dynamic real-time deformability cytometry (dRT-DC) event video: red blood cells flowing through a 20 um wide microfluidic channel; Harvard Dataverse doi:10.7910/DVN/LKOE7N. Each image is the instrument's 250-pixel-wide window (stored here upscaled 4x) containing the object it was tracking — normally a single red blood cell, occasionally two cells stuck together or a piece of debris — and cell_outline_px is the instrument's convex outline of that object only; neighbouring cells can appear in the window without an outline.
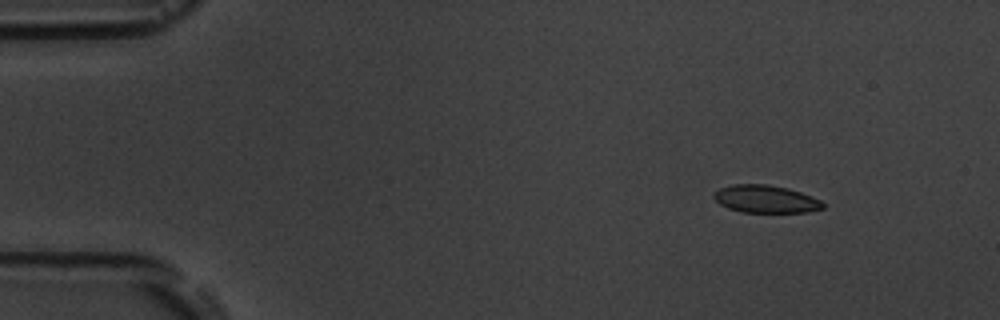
{"species": "common noctule bat (a hibernating species)", "species_latin": "Nyctalus noctula", "temperature_condition": "room temperature", "stored_images_in_passage": 6, "camera_frame_rate_fps": 3000, "um_per_image_px": 0.085, "animal": {"sex": "male", "body_mass_g": 19.5, "forearm_length_mm": 54.6}, "frame": {"image": 1, "passage_image": 2, "time_ms": 2.0, "image_size_px": [1000, 320], "cell_outline_px": [[824, 208], [808, 212], [740, 212], [728, 208], [720, 204], [712, 196], [720, 188], [732, 184], [768, 184], [788, 188], [800, 192], [820, 200], [824, 204]], "centroid_in_image_um": [65.07, 16.92], "position_along_channel_um": 19.9, "area_um2": 17.51}}
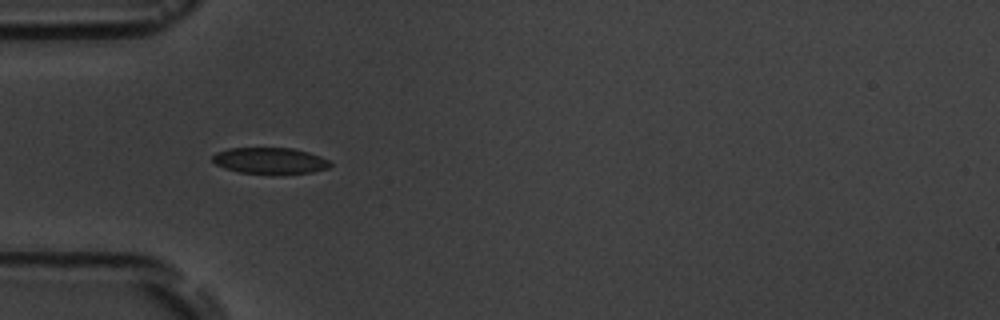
{"frame": {"image": 2, "passage_image": 5, "time_ms": 5.667, "image_size_px": [1000, 320], "cell_outline_px": [[332, 164], [328, 168], [312, 172], [272, 176], [240, 172], [224, 168], [216, 164], [212, 160], [212, 156], [216, 152], [228, 148], [292, 148], [308, 152], [320, 156], [328, 160]], "centroid_in_image_um": [22.95, 13.69], "position_along_channel_um": 62.1, "area_um2": 18.5}}
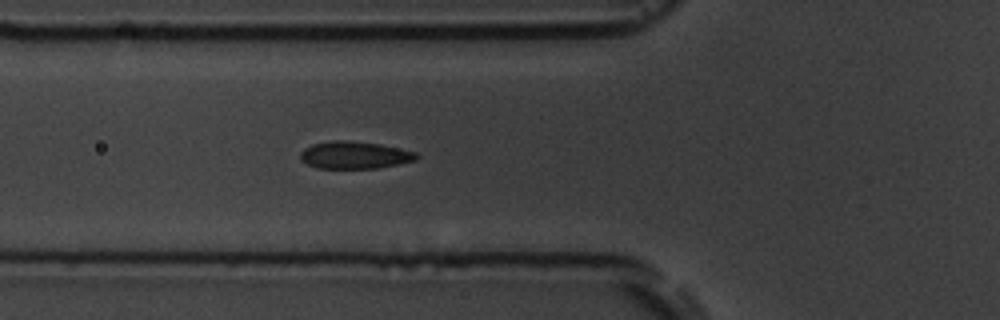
{"frame": {"image": 3, "passage_image": 6, "time_ms": 6.667, "image_size_px": [1000, 320], "cell_outline_px": [[420, 156], [416, 160], [400, 164], [380, 168], [316, 168], [300, 160], [300, 152], [304, 148], [312, 144], [332, 140], [344, 140], [380, 144], [416, 152]], "centroid_in_image_um": [30.14, 13.18], "position_along_channel_um": 95.7, "area_um2": 18.61}}